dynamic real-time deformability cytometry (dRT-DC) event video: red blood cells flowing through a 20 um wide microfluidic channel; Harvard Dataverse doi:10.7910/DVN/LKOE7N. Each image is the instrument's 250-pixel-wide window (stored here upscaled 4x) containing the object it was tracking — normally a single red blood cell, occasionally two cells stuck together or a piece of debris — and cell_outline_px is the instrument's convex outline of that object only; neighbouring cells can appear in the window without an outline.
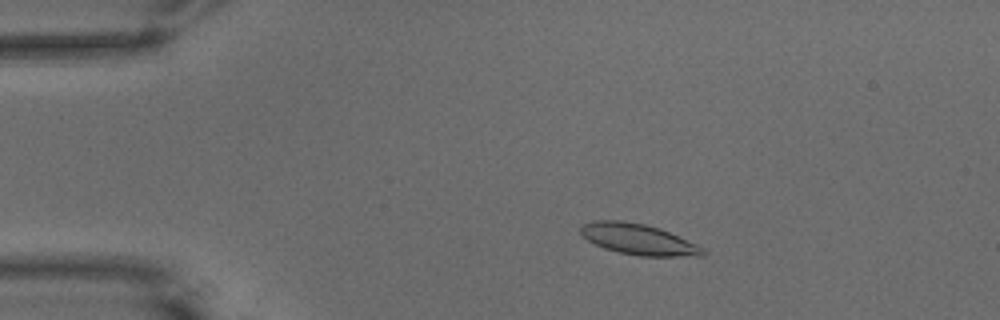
{"species": "common noctule bat (a hibernating species)", "species_latin": "Nyctalus noctula", "temperature_condition": "warm", "stored_images_in_passage": 52, "camera_frame_rate_fps": 3000, "um_per_image_px": 0.085, "animal": {"sex": "male", "body_mass_g": 15.6}, "frame": {"image": 1, "passage_image": 6, "time_ms": 1.667, "image_size_px": [1000, 320], "cell_outline_px": [[708, 252], [704, 256], [640, 256], [620, 252], [604, 248], [588, 240], [580, 232], [580, 224], [592, 220], [624, 220], [644, 224], [660, 228], [696, 244], [704, 248]], "centroid_in_image_um": [54.26, 20.33], "position_along_channel_um": 30.7, "area_um2": 22.02}}
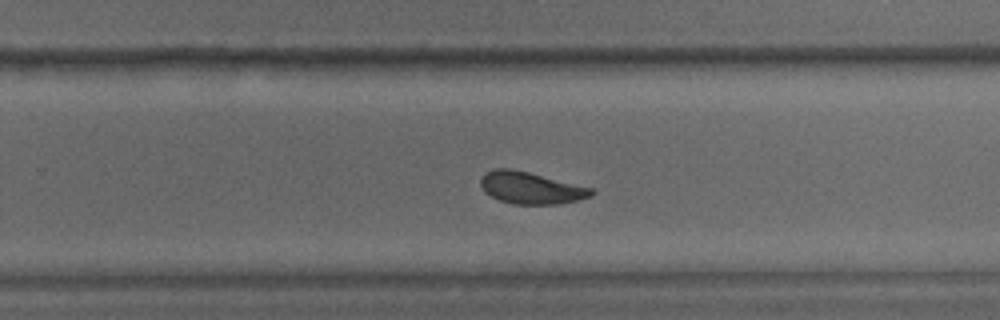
{"frame": {"image": 2, "passage_image": 32, "time_ms": 10.333, "image_size_px": [1000, 320], "cell_outline_px": [[596, 192], [592, 196], [560, 204], [512, 204], [500, 200], [484, 192], [480, 184], [480, 180], [492, 168], [512, 168], [592, 188]], "centroid_in_image_um": [45.12, 15.97], "position_along_channel_um": 284.7, "area_um2": 20.46}}
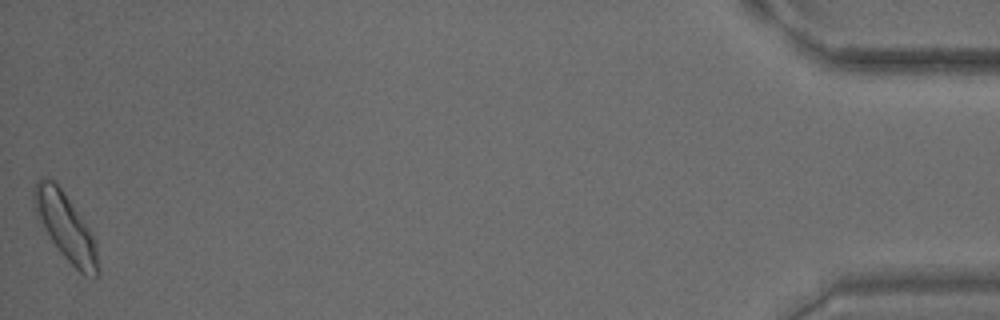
{"frame": {"image": 3, "passage_image": 52, "time_ms": 17.0, "image_size_px": [1000, 320], "cell_outline_px": [[96, 276], [92, 280], [84, 276], [60, 252], [44, 228], [40, 220], [32, 200], [32, 188], [36, 180], [40, 176], [56, 180], [96, 240]], "centroid_in_image_um": [5.53, 19.2], "position_along_channel_um": 429.7, "area_um2": 24.51}, "authors_computed_cell_mechanics": {"area_um2": 21.2993, "velocity_mm_per_s": 3.5573, "shape_relaxation_time_tau1_ms": 6.3549, "shape_relaxation_time_tau2_ms": 4.1894, "deformation_change_tau1": 0.1486, "deformation_change_tau2": 0.1016}}